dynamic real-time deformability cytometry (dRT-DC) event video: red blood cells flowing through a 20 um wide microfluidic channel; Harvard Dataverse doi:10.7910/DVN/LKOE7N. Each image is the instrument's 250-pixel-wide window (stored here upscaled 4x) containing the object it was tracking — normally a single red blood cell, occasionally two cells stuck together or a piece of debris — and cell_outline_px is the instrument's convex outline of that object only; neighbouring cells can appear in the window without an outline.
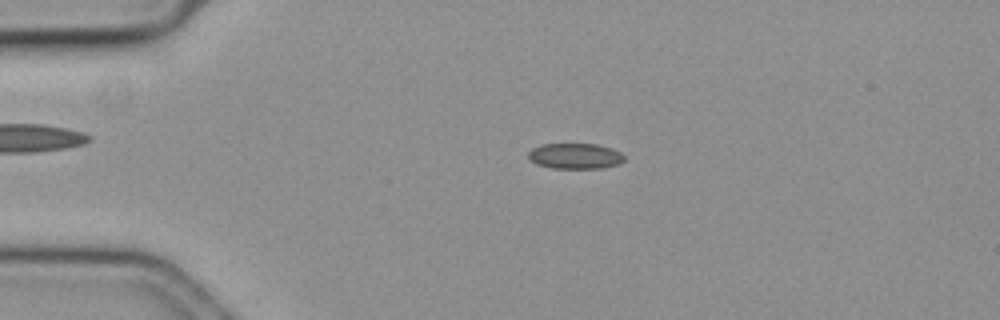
{"species": "common noctule bat (a hibernating species)", "species_latin": "Nyctalus noctula", "temperature_condition": "cold", "stored_images_in_passage": 26, "camera_frame_rate_fps": 3000, "um_per_image_px": 0.085, "animal": {"sex": "female", "body_mass_g": 19.3, "forearm_length_mm": 54.1}, "frame": {"image": 1, "passage_image": 13, "time_ms": 4.0, "image_size_px": [1000, 320], "cell_outline_px": [[624, 160], [620, 164], [604, 168], [552, 168], [536, 164], [528, 156], [528, 152], [532, 148], [540, 144], [596, 144], [612, 148], [620, 152], [624, 156]], "centroid_in_image_um": [48.9, 13.26], "position_along_channel_um": 36.1, "area_um2": 14.39}}
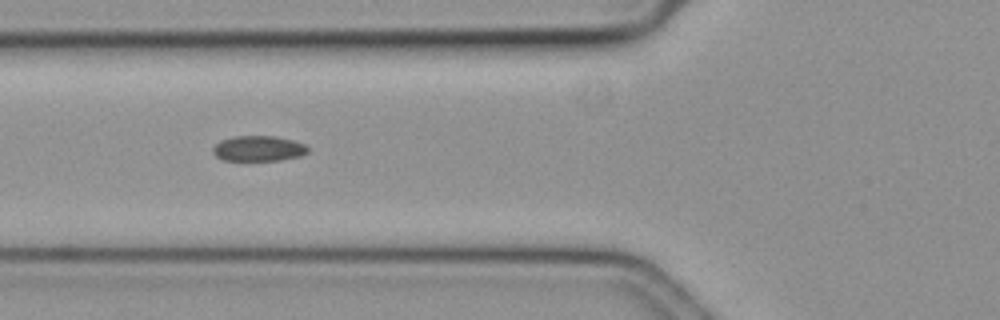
{"frame": {"image": 2, "passage_image": 22, "time_ms": 7.0, "image_size_px": [1000, 320], "cell_outline_px": [[308, 152], [300, 156], [280, 160], [224, 160], [216, 156], [212, 152], [212, 148], [220, 140], [236, 136], [276, 136], [292, 140], [304, 144], [308, 148]], "centroid_in_image_um": [21.96, 12.62], "position_along_channel_um": 103.8, "area_um2": 13.99}}
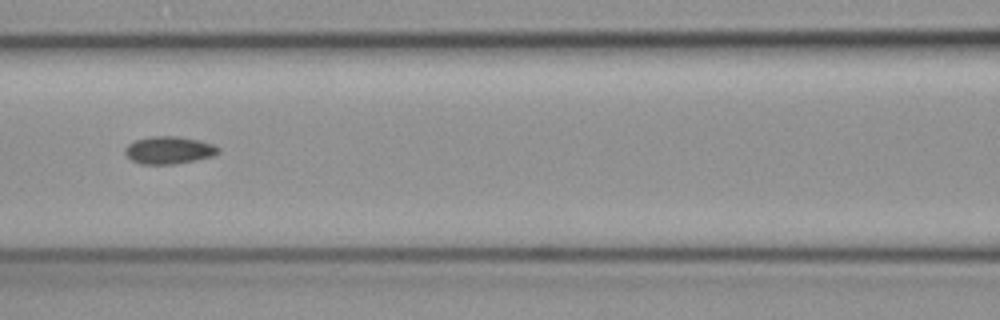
{"frame": {"image": 3, "passage_image": 26, "time_ms": 8.333, "image_size_px": [1000, 320], "cell_outline_px": [[220, 152], [212, 156], [196, 160], [176, 164], [140, 164], [132, 160], [124, 152], [124, 148], [128, 144], [136, 140], [148, 136], [180, 136], [200, 140], [212, 144], [220, 148]], "centroid_in_image_um": [14.36, 12.75], "position_along_channel_um": 152.2, "area_um2": 15.09}}